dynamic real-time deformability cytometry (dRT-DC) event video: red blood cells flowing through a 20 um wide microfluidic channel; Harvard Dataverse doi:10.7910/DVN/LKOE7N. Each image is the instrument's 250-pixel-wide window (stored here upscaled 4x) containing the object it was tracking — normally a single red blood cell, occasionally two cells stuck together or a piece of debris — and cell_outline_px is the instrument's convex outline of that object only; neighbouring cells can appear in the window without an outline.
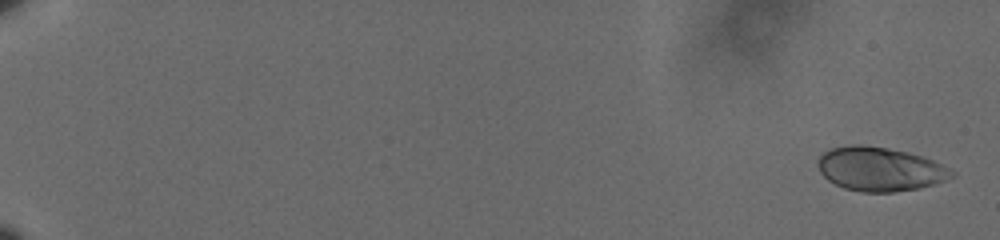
{"species": "human", "species_latin": "Homo sapiens", "temperature_condition": "cold", "stored_images_in_passage": 34, "camera_frame_rate_fps": 3000, "um_per_image_px": 0.085, "donor": {"sex": "male"}, "frame": {"image": 1, "passage_image": 1, "time_ms": 0.0, "image_size_px": [1000, 240], "cell_outline_px": [[956, 176], [920, 188], [896, 192], [860, 192], [844, 188], [828, 180], [820, 172], [816, 164], [820, 156], [824, 152], [832, 148], [852, 144], [860, 144], [888, 148], [908, 152], [924, 156], [956, 172]], "centroid_in_image_um": [74.79, 14.37], "position_along_channel_um": 10.2, "area_um2": 34.39}}
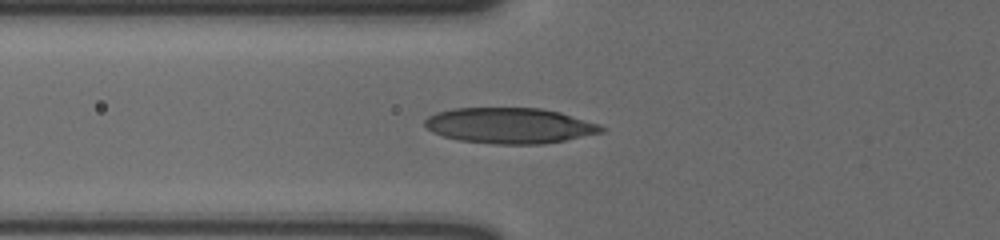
{"frame": {"image": 2, "passage_image": 14, "time_ms": 4.333, "image_size_px": [1000, 240], "cell_outline_px": [[604, 132], [544, 144], [492, 144], [456, 140], [432, 132], [424, 124], [424, 120], [428, 116], [436, 112], [452, 108], [540, 108], [560, 112], [600, 124], [604, 128]], "centroid_in_image_um": [43.3, 10.68], "position_along_channel_um": 82.5, "area_um2": 36.82}}
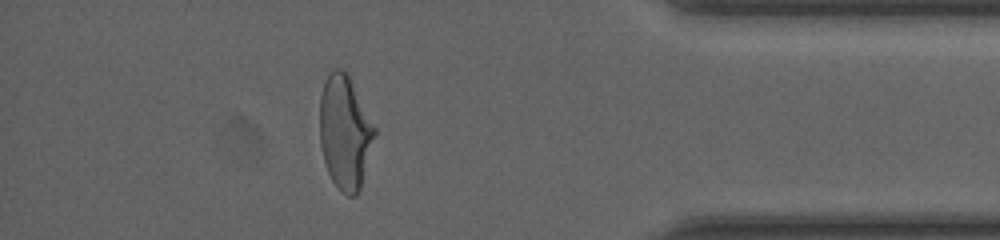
{"frame": {"image": 3, "passage_image": 30, "time_ms": 9.667, "image_size_px": [1000, 240], "cell_outline_px": [[376, 132], [360, 188], [356, 196], [348, 196], [340, 192], [332, 180], [328, 172], [324, 160], [320, 144], [320, 96], [328, 72], [332, 68], [340, 68], [348, 76], [376, 128]], "centroid_in_image_um": [29.3, 11.26], "position_along_channel_um": 405.9, "area_um2": 36.01}}